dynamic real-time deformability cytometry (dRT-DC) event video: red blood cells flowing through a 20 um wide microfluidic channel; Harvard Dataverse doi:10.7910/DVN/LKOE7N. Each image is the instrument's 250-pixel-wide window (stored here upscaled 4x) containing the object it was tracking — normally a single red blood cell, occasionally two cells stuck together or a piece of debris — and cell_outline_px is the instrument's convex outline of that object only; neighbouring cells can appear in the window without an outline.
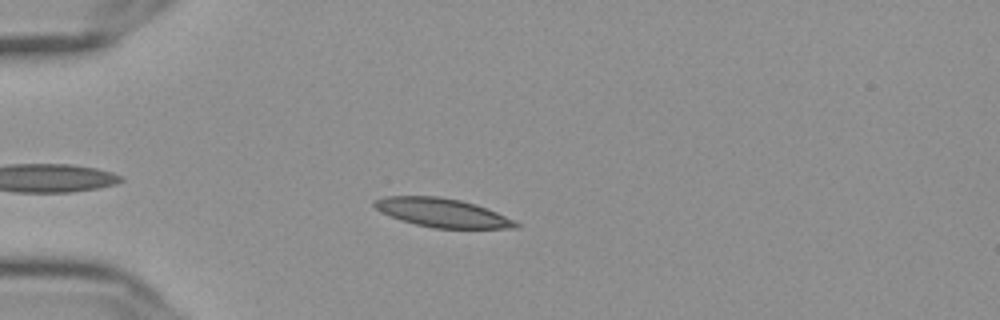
{"species": "Egyptian fruit bat (a non-hibernating species)", "species_latin": "Rousettus aegyptiacus", "temperature_condition": "cold", "stored_images_in_passage": 37, "camera_frame_rate_fps": 3000, "um_per_image_px": 0.085, "frame": {"image": 1, "passage_image": 7, "time_ms": 2.0, "image_size_px": [1000, 320], "cell_outline_px": [[520, 224], [516, 228], [436, 228], [416, 224], [400, 220], [380, 212], [372, 204], [372, 200], [384, 196], [440, 196], [460, 200], [476, 204], [516, 220]], "centroid_in_image_um": [37.56, 18.07], "position_along_channel_um": 47.4, "area_um2": 23.76}}
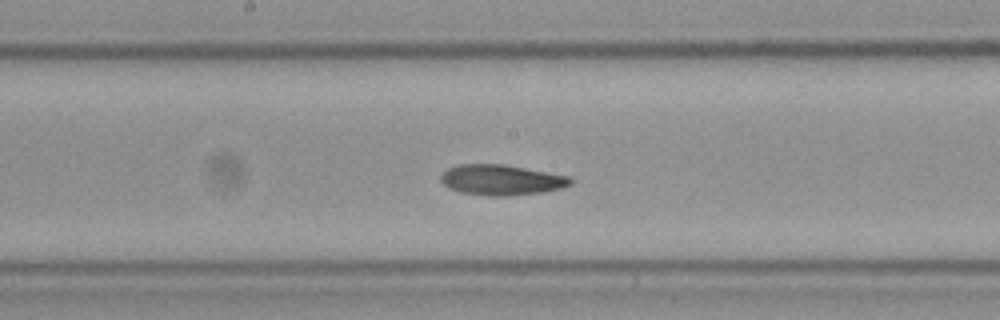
{"frame": {"image": 2, "passage_image": 22, "time_ms": 7.0, "image_size_px": [1000, 320], "cell_outline_px": [[572, 184], [560, 188], [544, 192], [508, 196], [492, 196], [460, 192], [448, 188], [440, 180], [440, 176], [448, 168], [456, 164], [504, 164], [572, 176]], "centroid_in_image_um": [42.63, 15.29], "position_along_channel_um": 205.6, "area_um2": 23.24}}
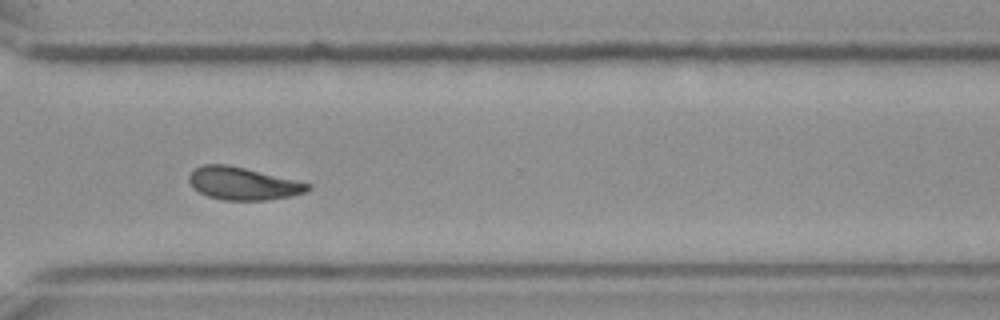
{"frame": {"image": 3, "passage_image": 34, "time_ms": 11.0, "image_size_px": [1000, 320], "cell_outline_px": [[312, 188], [308, 192], [292, 196], [268, 200], [224, 200], [208, 196], [192, 188], [188, 180], [188, 176], [192, 168], [204, 164], [228, 164], [312, 184]], "centroid_in_image_um": [20.64, 15.6], "position_along_channel_um": 350.0, "area_um2": 22.83}, "authors_computed_cell_mechanics": {"area_um2": 23.12, "velocity_mm_per_s": 3.6093, "shape_relaxation_time_tau1_ms": 9.7484, "shape_relaxation_time_tau2_ms": 6.1149, "deformation_change_tau1": 0.1836, "deformation_change_tau2": 0.1131}}